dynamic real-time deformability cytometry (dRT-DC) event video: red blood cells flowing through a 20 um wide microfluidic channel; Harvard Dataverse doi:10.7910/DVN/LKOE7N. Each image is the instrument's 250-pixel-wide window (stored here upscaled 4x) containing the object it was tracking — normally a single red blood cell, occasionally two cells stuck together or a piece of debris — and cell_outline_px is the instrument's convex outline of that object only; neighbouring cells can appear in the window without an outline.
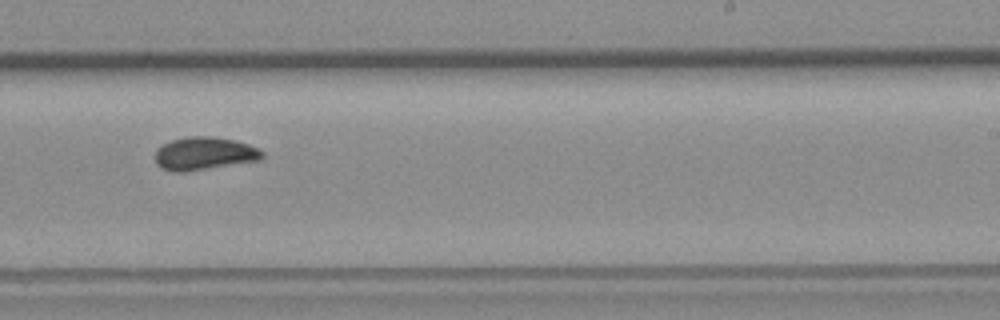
{"species": "common noctule bat (a hibernating species)", "species_latin": "Nyctalus noctula", "temperature_condition": "room temperature", "stored_images_in_passage": 13, "camera_frame_rate_fps": 3000, "um_per_image_px": 0.085, "animal": {"sex": "female", "body_mass_g": 19.3, "forearm_length_mm": 54.1}, "frame": {"image": 1, "passage_image": 7, "time_ms": 7.667, "image_size_px": [1000, 320], "cell_outline_px": [[264, 160], [188, 172], [172, 172], [160, 168], [156, 164], [156, 148], [172, 140], [188, 136], [212, 136], [232, 140], [248, 144], [260, 148], [264, 152]], "centroid_in_image_um": [17.4, 13.07], "position_along_channel_um": 271.6, "area_um2": 21.04}}
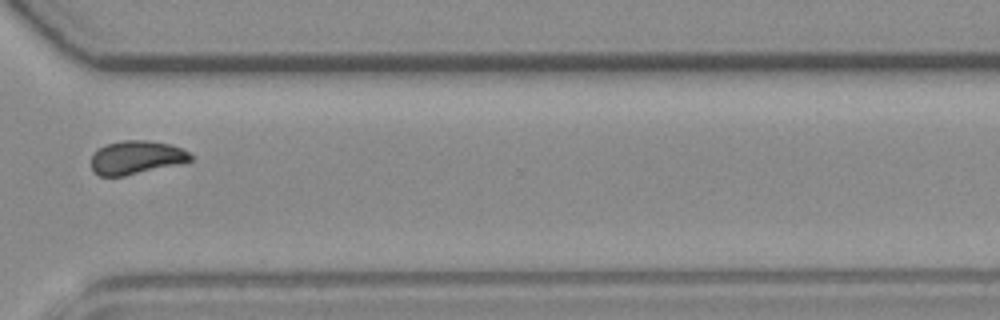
{"frame": {"image": 2, "passage_image": 9, "time_ms": 10.0, "image_size_px": [1000, 320], "cell_outline_px": [[192, 160], [180, 164], [124, 176], [100, 176], [92, 172], [92, 156], [104, 144], [124, 140], [148, 140], [172, 144], [188, 152], [192, 156]], "centroid_in_image_um": [11.59, 13.38], "position_along_channel_um": 359.0, "area_um2": 19.42}}
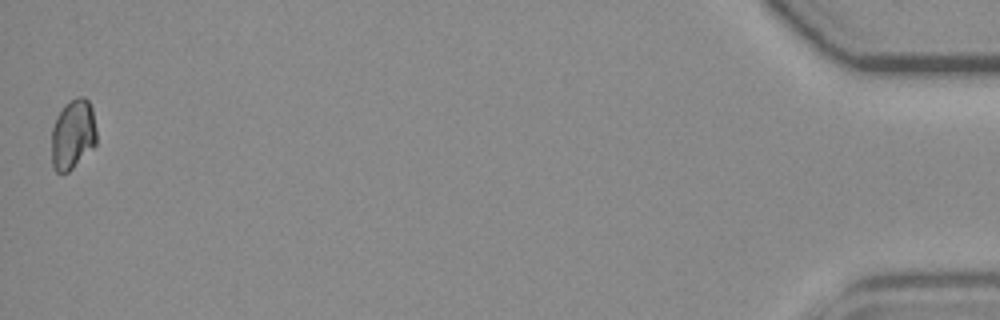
{"frame": {"image": 3, "passage_image": 13, "time_ms": 14.667, "image_size_px": [1000, 320], "cell_outline_px": [[96, 144], [68, 172], [56, 172], [52, 168], [52, 128], [56, 116], [64, 104], [76, 96], [84, 96], [88, 100], [92, 108], [96, 132]], "centroid_in_image_um": [6.18, 11.39], "position_along_channel_um": 429.0, "area_um2": 18.38}}